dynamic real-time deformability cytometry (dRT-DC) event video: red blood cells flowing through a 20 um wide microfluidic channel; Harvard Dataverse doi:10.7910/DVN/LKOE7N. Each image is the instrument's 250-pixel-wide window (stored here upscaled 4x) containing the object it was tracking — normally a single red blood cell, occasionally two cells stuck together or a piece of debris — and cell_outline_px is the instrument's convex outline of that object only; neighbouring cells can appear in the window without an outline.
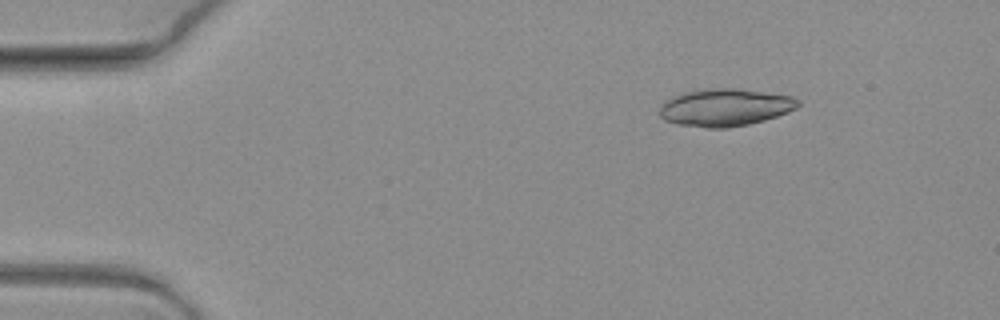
{"species": "common noctule bat (a hibernating species)", "species_latin": "Nyctalus noctula", "temperature_condition": "warm", "stored_images_in_passage": 8, "camera_frame_rate_fps": 3000, "um_per_image_px": 0.085, "animal": {"sex": "female", "body_mass_g": 19.3, "forearm_length_mm": 54.1}, "frame": {"image": 1, "passage_image": 2, "time_ms": 0.333, "image_size_px": [1000, 320], "cell_outline_px": [[800, 104], [796, 108], [788, 112], [764, 120], [748, 124], [728, 128], [704, 128], [676, 124], [664, 120], [660, 116], [660, 108], [672, 96], [684, 92], [704, 88], [732, 88], [764, 92], [792, 96], [800, 100]], "centroid_in_image_um": [61.63, 9.13], "position_along_channel_um": 23.4, "area_um2": 30.23}}